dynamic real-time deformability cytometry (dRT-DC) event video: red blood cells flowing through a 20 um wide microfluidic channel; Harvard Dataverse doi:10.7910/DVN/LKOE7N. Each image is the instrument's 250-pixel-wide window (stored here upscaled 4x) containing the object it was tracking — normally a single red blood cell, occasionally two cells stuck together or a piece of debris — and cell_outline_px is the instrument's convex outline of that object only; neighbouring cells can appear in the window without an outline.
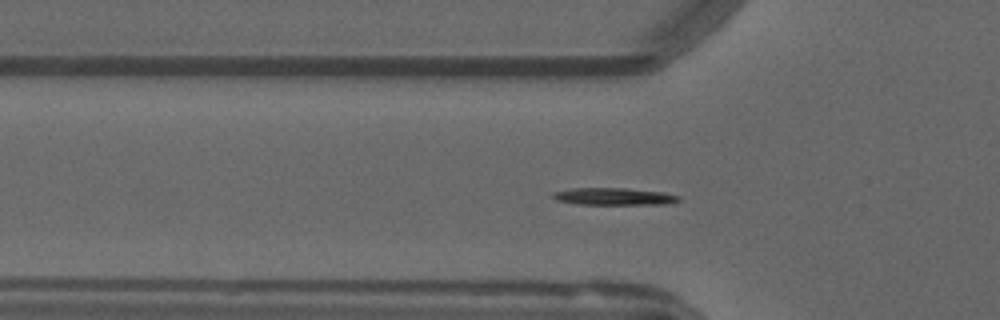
{"species": "common noctule bat (a hibernating species)", "species_latin": "Nyctalus noctula", "temperature_condition": "warm", "stored_images_in_passage": 32, "camera_frame_rate_fps": 3000, "um_per_image_px": 0.085, "animal": {"sex": "male", "forearm_length_mm": 52.5}, "frame": {"image": 1, "passage_image": 9, "time_ms": 2.667, "image_size_px": [1000, 320], "cell_outline_px": [[680, 200], [672, 204], [576, 204], [556, 200], [552, 196], [552, 192], [572, 188], [624, 188], [664, 192], [680, 196]], "centroid_in_image_um": [52.2, 16.7], "position_along_channel_um": 73.6, "area_um2": 12.66}}
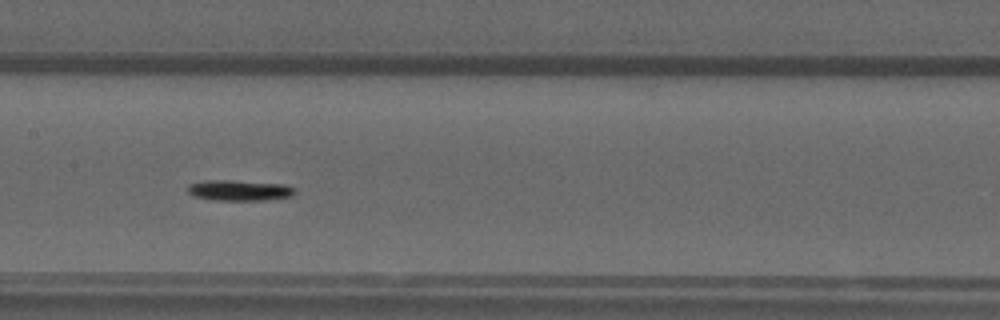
{"frame": {"image": 2, "passage_image": 18, "time_ms": 5.667, "image_size_px": [1000, 320], "cell_outline_px": [[296, 192], [292, 196], [264, 200], [216, 200], [192, 196], [188, 192], [188, 184], [204, 180], [232, 180], [284, 184], [296, 188]], "centroid_in_image_um": [20.34, 16.17], "position_along_channel_um": 187.1, "area_um2": 13.01}}
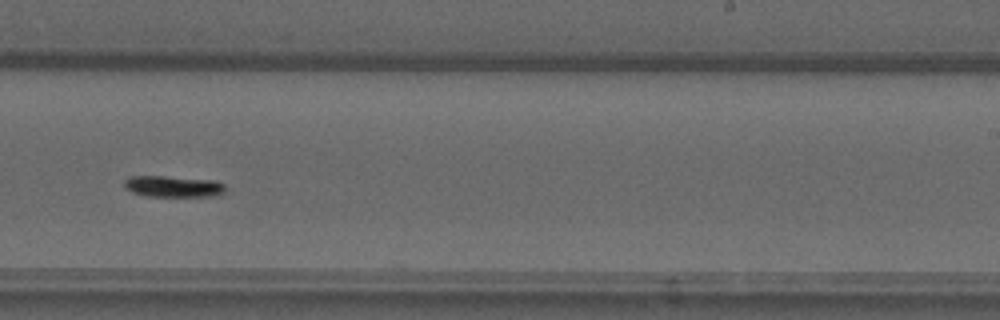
{"frame": {"image": 3, "passage_image": 25, "time_ms": 8.0, "image_size_px": [1000, 320], "cell_outline_px": [[224, 192], [212, 196], [144, 196], [132, 192], [124, 188], [124, 180], [128, 176], [164, 176], [212, 180], [224, 184]], "centroid_in_image_um": [14.65, 15.84], "position_along_channel_um": 274.4, "area_um2": 12.48}}